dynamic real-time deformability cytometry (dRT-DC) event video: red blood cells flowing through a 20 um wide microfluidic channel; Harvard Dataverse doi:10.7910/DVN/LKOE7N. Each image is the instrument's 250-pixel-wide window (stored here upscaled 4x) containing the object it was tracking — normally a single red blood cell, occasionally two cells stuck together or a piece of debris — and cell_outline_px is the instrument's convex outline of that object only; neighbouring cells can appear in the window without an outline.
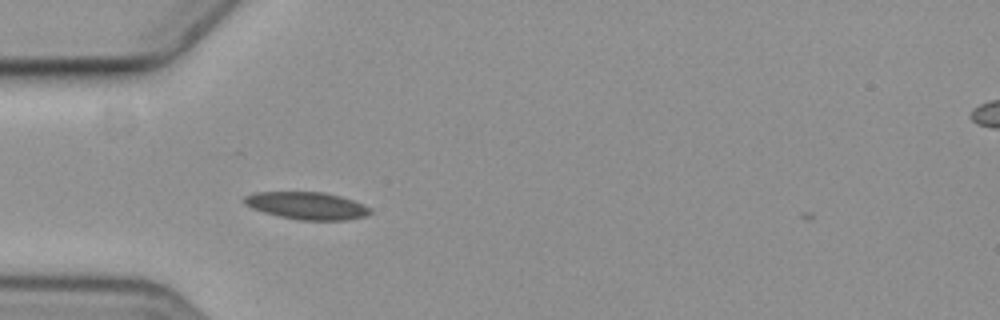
{"species": "common noctule bat (a hibernating species)", "species_latin": "Nyctalus noctula", "temperature_condition": "cold", "stored_images_in_passage": 41, "camera_frame_rate_fps": 3000, "um_per_image_px": 0.085, "animal": {"sex": "female", "body_mass_g": 19.3, "forearm_length_mm": 54.1}, "frame": {"image": 1, "passage_image": 1, "time_ms": 0.0, "image_size_px": [1000, 320], "cell_outline_px": [[372, 212], [368, 216], [348, 220], [300, 220], [280, 216], [264, 212], [252, 208], [244, 204], [244, 196], [252, 192], [324, 192], [340, 196], [364, 204], [372, 208]], "centroid_in_image_um": [26.12, 17.48], "position_along_channel_um": 58.9, "area_um2": 20.23}}
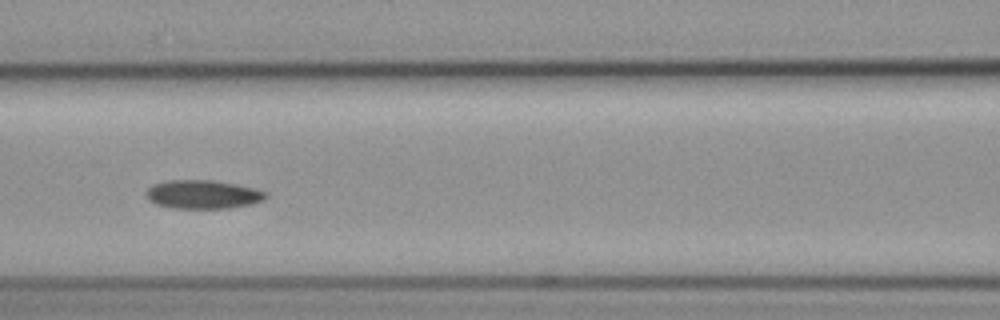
{"frame": {"image": 2, "passage_image": 9, "time_ms": 2.667, "image_size_px": [1000, 320], "cell_outline_px": [[268, 196], [264, 200], [252, 204], [228, 208], [172, 208], [156, 204], [148, 200], [144, 192], [152, 184], [168, 180], [212, 180], [236, 184], [256, 188], [268, 192]], "centroid_in_image_um": [17.25, 16.52], "position_along_channel_um": 149.3, "area_um2": 20.23}}
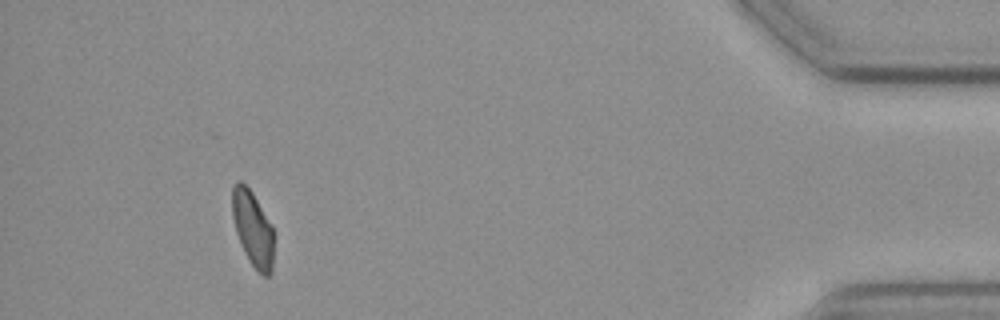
{"frame": {"image": 3, "passage_image": 37, "time_ms": 12.0, "image_size_px": [1000, 320], "cell_outline_px": [[272, 272], [268, 276], [264, 276], [248, 260], [240, 244], [236, 232], [232, 216], [232, 184], [236, 180], [240, 180], [252, 192], [272, 224]], "centroid_in_image_um": [21.45, 19.39], "position_along_channel_um": 413.7, "area_um2": 18.15}}